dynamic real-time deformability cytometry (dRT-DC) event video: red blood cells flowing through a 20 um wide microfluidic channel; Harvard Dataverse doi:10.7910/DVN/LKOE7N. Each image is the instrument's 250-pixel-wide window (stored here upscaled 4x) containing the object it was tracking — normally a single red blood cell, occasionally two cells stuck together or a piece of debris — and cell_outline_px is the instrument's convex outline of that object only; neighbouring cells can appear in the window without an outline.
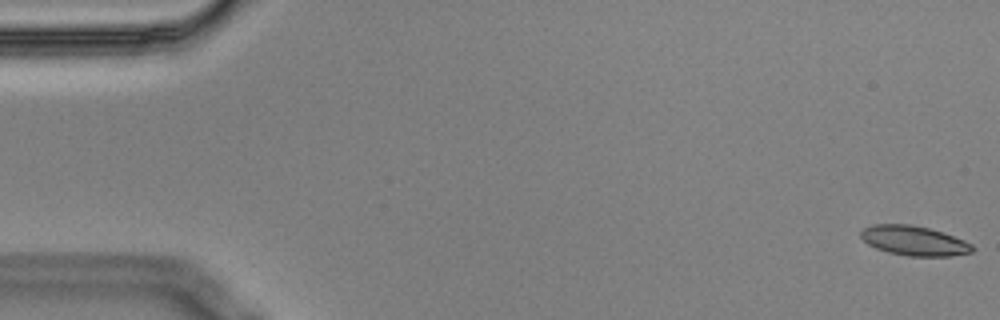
{"species": "Egyptian fruit bat (a non-hibernating species)", "species_latin": "Rousettus aegyptiacus", "temperature_condition": "cold", "stored_images_in_passage": 6, "camera_frame_rate_fps": 3000, "um_per_image_px": 0.085, "animal": {"sex": "male"}, "frame": {"image": 1, "passage_image": 1, "time_ms": 0.0, "image_size_px": [1000, 320], "cell_outline_px": [[976, 248], [972, 252], [952, 256], [908, 256], [888, 252], [876, 248], [868, 244], [860, 236], [860, 232], [864, 228], [872, 224], [908, 224], [928, 228], [944, 232], [964, 240], [972, 244]], "centroid_in_image_um": [77.72, 20.46], "position_along_channel_um": 7.3, "area_um2": 19.36}}